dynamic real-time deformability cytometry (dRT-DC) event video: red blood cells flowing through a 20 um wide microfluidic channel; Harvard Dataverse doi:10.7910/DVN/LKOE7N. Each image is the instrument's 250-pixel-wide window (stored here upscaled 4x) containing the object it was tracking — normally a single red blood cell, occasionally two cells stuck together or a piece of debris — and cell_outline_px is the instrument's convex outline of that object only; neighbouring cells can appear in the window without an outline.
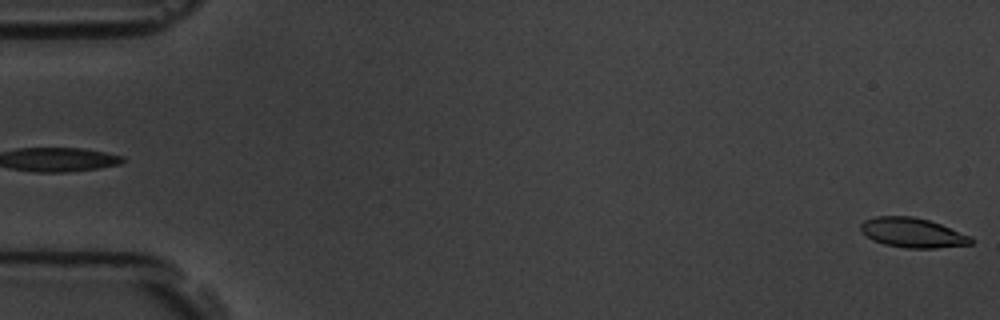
{"species": "common noctule bat (a hibernating species)", "species_latin": "Nyctalus noctula", "temperature_condition": "room temperature", "stored_images_in_passage": 6, "segment_of_instrument_passage": [2, 2], "camera_frame_rate_fps": 3000, "um_per_image_px": 0.085, "animal": {"sex": "male", "body_mass_g": 19.5, "forearm_length_mm": 54.6}, "frame": {"image": 1, "passage_image": 6, "time_ms": 5.667, "image_size_px": [1000, 320], "cell_outline_px": [[972, 244], [936, 248], [904, 248], [884, 244], [872, 240], [860, 232], [860, 224], [864, 220], [876, 216], [912, 216], [928, 220], [940, 224], [972, 236]], "centroid_in_image_um": [77.54, 19.78], "position_along_channel_um": 7.5, "area_um2": 19.19}}